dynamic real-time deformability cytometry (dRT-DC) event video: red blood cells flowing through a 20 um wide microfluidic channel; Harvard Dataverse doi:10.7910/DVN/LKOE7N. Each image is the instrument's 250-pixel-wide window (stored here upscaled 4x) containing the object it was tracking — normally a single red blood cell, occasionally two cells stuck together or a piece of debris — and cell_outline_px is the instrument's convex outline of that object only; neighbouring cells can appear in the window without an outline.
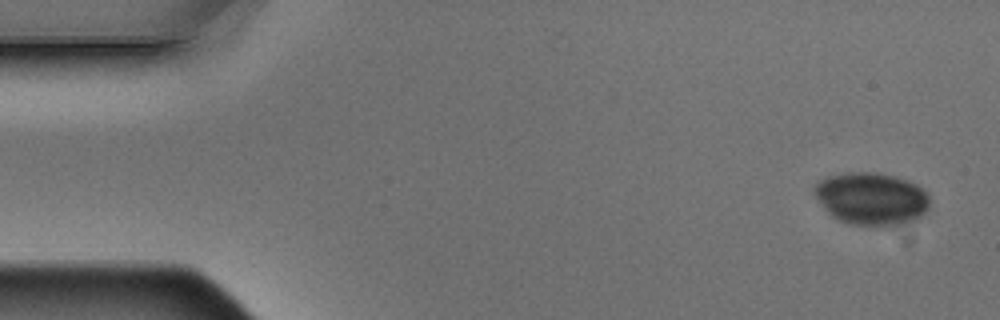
{"species": "Egyptian fruit bat (a non-hibernating species)", "species_latin": "Rousettus aegyptiacus", "temperature_condition": "warm", "stored_images_in_passage": 6, "segment_of_instrument_passage": [2, 2], "camera_frame_rate_fps": 3000, "um_per_image_px": 0.085, "animal": {"sex": "male"}, "frame": {"image": 1, "passage_image": 6, "time_ms": 1.667, "image_size_px": [1000, 320], "cell_outline_px": [[928, 208], [916, 220], [900, 224], [852, 224], [836, 220], [824, 208], [812, 192], [812, 188], [820, 180], [828, 176], [844, 172], [876, 172], [908, 180], [916, 184], [928, 196]], "centroid_in_image_um": [74.02, 16.86], "position_along_channel_um": 11.0, "area_um2": 34.97}}